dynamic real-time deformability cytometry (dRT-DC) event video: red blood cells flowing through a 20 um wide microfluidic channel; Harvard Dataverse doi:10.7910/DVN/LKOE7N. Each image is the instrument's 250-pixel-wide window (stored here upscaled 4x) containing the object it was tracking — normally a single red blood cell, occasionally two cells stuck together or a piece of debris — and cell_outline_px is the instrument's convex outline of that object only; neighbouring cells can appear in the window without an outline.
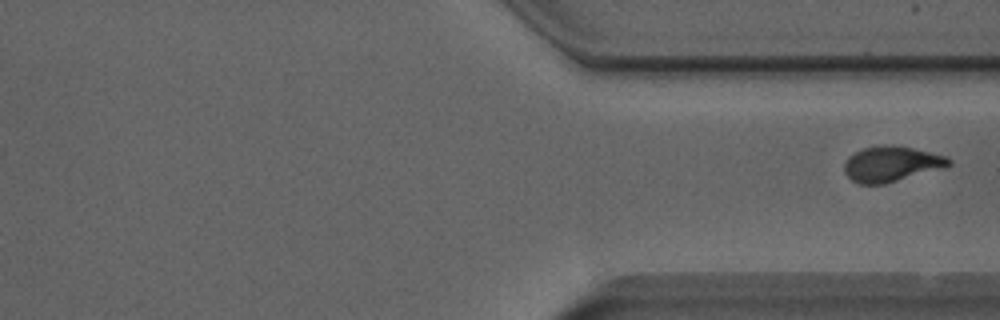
{"species": "Egyptian fruit bat (a non-hibernating species)", "species_latin": "Rousettus aegyptiacus", "temperature_condition": "room temperature", "stored_images_in_passage": 42, "segment_of_instrument_passage": [2, 2], "camera_frame_rate_fps": 3000, "um_per_image_px": 0.085, "animal": {"sex": "male"}, "frame": {"image": 1, "passage_image": 42, "time_ms": 13.667, "image_size_px": [1000, 320], "cell_outline_px": [[952, 164], [944, 168], [884, 184], [860, 184], [852, 180], [844, 172], [844, 164], [848, 156], [864, 148], [884, 144], [892, 144], [912, 148], [944, 156], [952, 160]], "centroid_in_image_um": [75.76, 13.93], "position_along_channel_um": 335.6, "area_um2": 21.5}}